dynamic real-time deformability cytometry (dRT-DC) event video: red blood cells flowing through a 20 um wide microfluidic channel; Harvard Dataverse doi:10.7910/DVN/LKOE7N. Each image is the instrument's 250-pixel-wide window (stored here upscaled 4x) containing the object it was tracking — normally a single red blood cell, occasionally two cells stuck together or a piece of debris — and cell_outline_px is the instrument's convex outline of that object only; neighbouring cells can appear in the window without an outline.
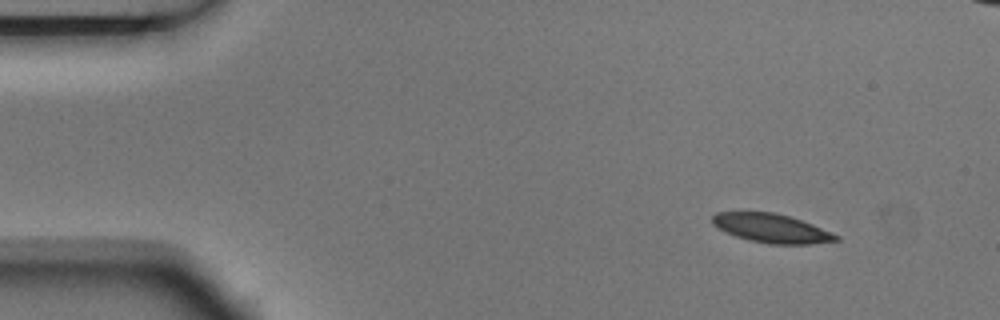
{"species": "Egyptian fruit bat (a non-hibernating species)", "species_latin": "Rousettus aegyptiacus", "temperature_condition": "room temperature", "stored_images_in_passage": 4, "camera_frame_rate_fps": 3000, "um_per_image_px": 0.085, "animal": {"sex": "male"}, "frame": {"image": 1, "passage_image": 1, "time_ms": 0.0, "image_size_px": [1000, 320], "cell_outline_px": [[840, 240], [812, 244], [768, 244], [748, 240], [724, 232], [712, 224], [712, 216], [716, 212], [776, 212], [812, 224], [840, 236]], "centroid_in_image_um": [65.56, 19.41], "position_along_channel_um": 19.4, "area_um2": 20.87}}